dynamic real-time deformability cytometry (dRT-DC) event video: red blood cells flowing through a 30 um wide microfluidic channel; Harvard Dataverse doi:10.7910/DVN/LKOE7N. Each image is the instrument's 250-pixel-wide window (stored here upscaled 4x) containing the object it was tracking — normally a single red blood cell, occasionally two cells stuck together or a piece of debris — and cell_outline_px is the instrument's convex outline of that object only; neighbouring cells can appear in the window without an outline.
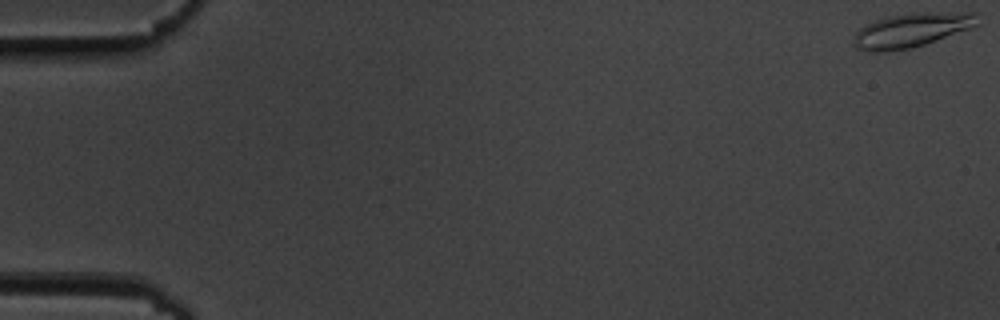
{"species": "common noctule bat (a hibernating species)", "species_latin": "Nyctalus noctula", "temperature_condition": "cold", "stored_images_in_passage": 57, "camera_frame_rate_fps": 3000, "um_per_image_px": 0.085, "animal": {"sex": "male", "body_mass_g": 19.5, "forearm_length_mm": 54.6}, "frame": {"image": 1, "passage_image": 1, "time_ms": 0.0, "image_size_px": [1000, 320], "cell_outline_px": [[980, 24], [972, 28], [924, 44], [908, 48], [884, 52], [872, 52], [856, 48], [852, 44], [852, 36], [864, 24], [888, 16], [912, 12], [976, 12]], "centroid_in_image_um": [77.47, 2.55], "position_along_channel_um": 7.5, "area_um2": 25.03}}
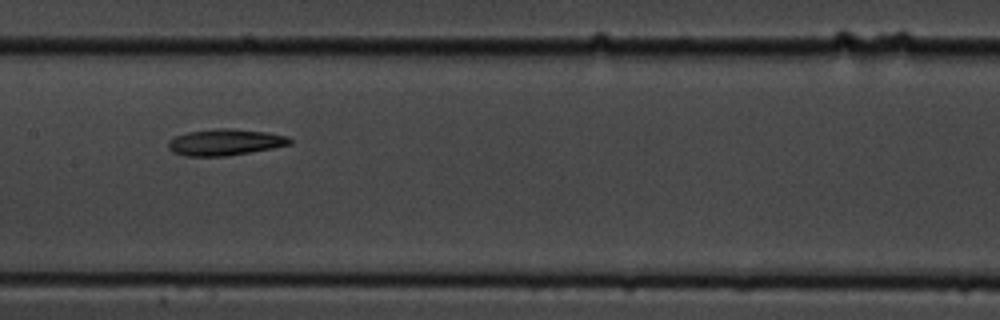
{"frame": {"image": 2, "passage_image": 29, "time_ms": 9.333, "image_size_px": [1000, 320], "cell_outline_px": [[292, 144], [272, 148], [224, 156], [184, 156], [172, 152], [168, 148], [168, 140], [176, 136], [188, 132], [220, 128], [232, 128], [268, 132], [288, 136], [292, 140]], "centroid_in_image_um": [19.13, 12.08], "position_along_channel_um": 188.3, "area_um2": 18.67}}
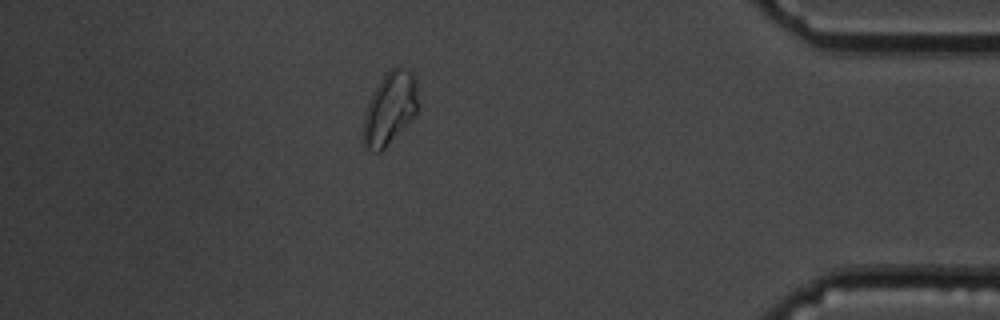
{"frame": {"image": 3, "passage_image": 50, "time_ms": 16.333, "image_size_px": [1000, 320], "cell_outline_px": [[420, 108], [384, 148], [380, 152], [372, 152], [364, 144], [364, 116], [372, 92], [388, 68], [396, 64], [412, 72], [416, 80]], "centroid_in_image_um": [33.17, 9.12], "position_along_channel_um": 402.0, "area_um2": 23.12}, "authors_computed_cell_mechanics": {"area_um2": 19.1896, "velocity_mm_per_s": 3.5906, "shape_relaxation_time_tau1_ms": 5.0268, "shape_relaxation_time_tau2_ms": 5.7337, "deformation_change_tau1": 0.1208, "deformation_change_tau2": 0.116}}